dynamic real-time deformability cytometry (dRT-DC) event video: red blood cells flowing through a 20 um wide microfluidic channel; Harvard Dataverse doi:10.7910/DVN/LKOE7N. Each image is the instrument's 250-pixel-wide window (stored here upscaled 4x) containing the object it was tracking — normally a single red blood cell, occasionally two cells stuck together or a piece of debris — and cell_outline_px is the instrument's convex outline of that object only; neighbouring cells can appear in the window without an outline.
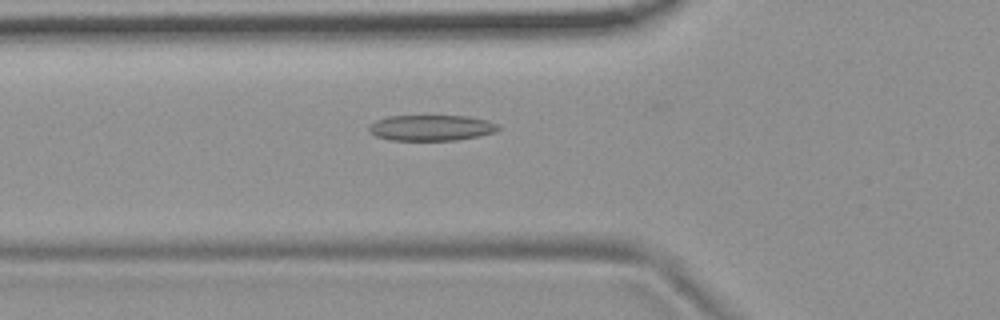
{"species": "common noctule bat (a hibernating species)", "species_latin": "Nyctalus noctula", "temperature_condition": "room temperature", "stored_images_in_passage": 48, "camera_frame_rate_fps": 3000, "um_per_image_px": 0.085, "animal": {"sex": "female", "body_mass_g": 19.9}, "frame": {"image": 1, "passage_image": 13, "time_ms": 4.0, "image_size_px": [1000, 320], "cell_outline_px": [[500, 128], [496, 132], [480, 136], [456, 140], [392, 140], [376, 136], [368, 132], [368, 124], [376, 120], [388, 116], [468, 116], [488, 120], [500, 124]], "centroid_in_image_um": [36.67, 10.86], "position_along_channel_um": 89.1, "area_um2": 19.65}}
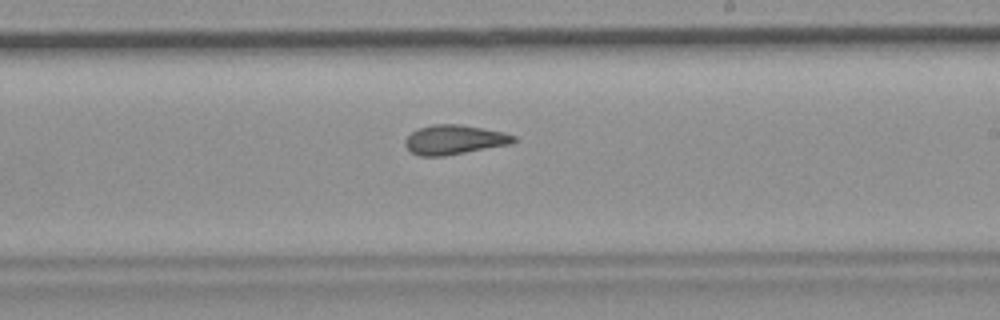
{"frame": {"image": 2, "passage_image": 26, "time_ms": 8.333, "image_size_px": [1000, 320], "cell_outline_px": [[516, 140], [512, 144], [444, 156], [420, 156], [412, 152], [404, 144], [404, 140], [412, 132], [420, 128], [432, 124], [460, 124], [504, 132], [516, 136]], "centroid_in_image_um": [38.64, 11.87], "position_along_channel_um": 250.4, "area_um2": 18.61}}
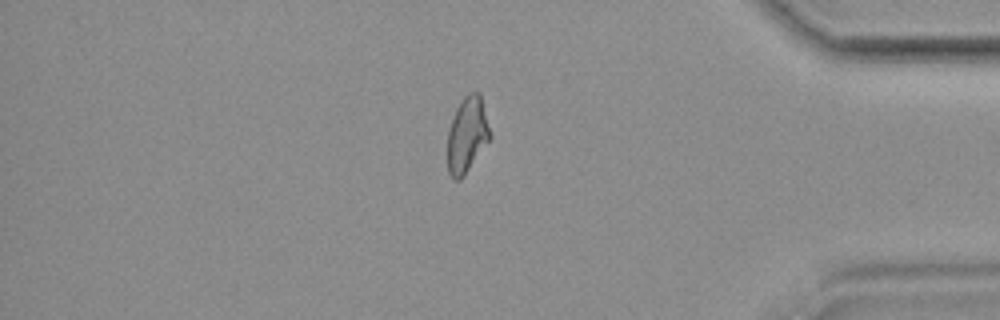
{"frame": {"image": 3, "passage_image": 40, "time_ms": 13.0, "image_size_px": [1000, 320], "cell_outline_px": [[492, 136], [464, 176], [460, 180], [452, 180], [448, 172], [448, 132], [456, 108], [460, 100], [468, 92], [480, 92]], "centroid_in_image_um": [39.71, 11.45], "position_along_channel_um": 395.5, "area_um2": 18.84}, "authors_computed_cell_mechanics": {"area_um2": 19.1607, "velocity_mm_per_s": 3.7215, "shape_relaxation_time_tau1_ms": null, "shape_relaxation_time_tau2_ms": 2.2741, "deformation_change_tau1": null, "deformation_change_tau2": 0.0988}}